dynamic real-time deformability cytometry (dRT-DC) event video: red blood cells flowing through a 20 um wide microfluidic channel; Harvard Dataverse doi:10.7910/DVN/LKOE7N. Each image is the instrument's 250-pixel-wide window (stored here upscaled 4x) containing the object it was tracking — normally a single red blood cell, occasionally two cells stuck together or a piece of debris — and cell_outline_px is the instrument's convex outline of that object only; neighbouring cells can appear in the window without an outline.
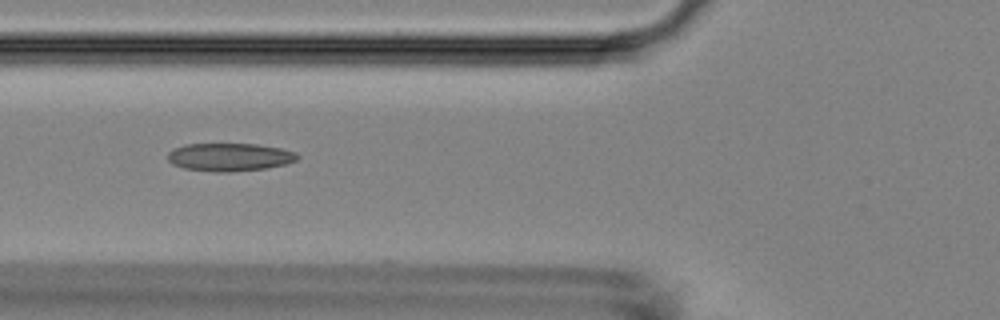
{"species": "Egyptian fruit bat (a non-hibernating species)", "species_latin": "Rousettus aegyptiacus", "temperature_condition": "room temperature", "stored_images_in_passage": 37, "camera_frame_rate_fps": 3000, "um_per_image_px": 0.085, "animal": {"sex": "female"}, "frame": {"image": 1, "passage_image": 4, "time_ms": 1.0, "image_size_px": [1000, 320], "cell_outline_px": [[300, 156], [296, 160], [284, 164], [264, 168], [232, 172], [212, 172], [184, 168], [172, 164], [168, 160], [168, 152], [172, 148], [184, 144], [260, 144], [280, 148], [296, 152]], "centroid_in_image_um": [19.48, 13.34], "position_along_channel_um": 106.3, "area_um2": 21.27}}
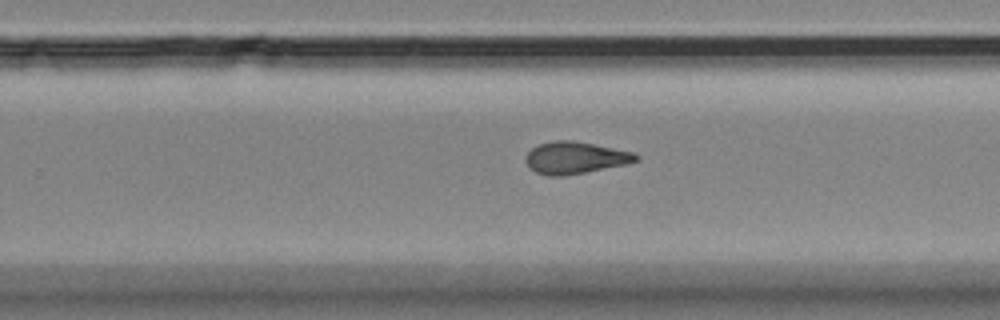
{"frame": {"image": 2, "passage_image": 18, "time_ms": 5.667, "image_size_px": [1000, 320], "cell_outline_px": [[640, 160], [628, 164], [564, 176], [548, 176], [536, 172], [528, 168], [524, 160], [524, 156], [532, 148], [540, 144], [552, 140], [572, 140], [636, 152], [640, 156]], "centroid_in_image_um": [48.9, 13.41], "position_along_channel_um": 280.9, "area_um2": 20.92}}
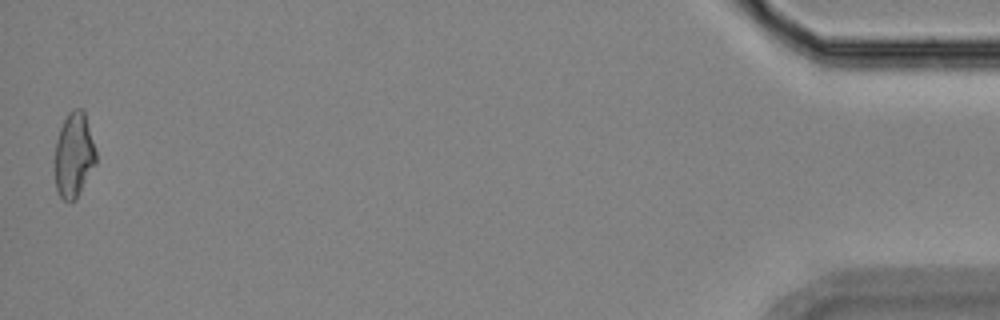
{"frame": {"image": 3, "passage_image": 37, "time_ms": 12.0, "image_size_px": [1000, 320], "cell_outline_px": [[96, 164], [76, 200], [64, 200], [60, 196], [56, 188], [56, 140], [60, 128], [68, 112], [76, 108], [84, 108], [96, 152]], "centroid_in_image_um": [6.3, 13.16], "position_along_channel_um": 428.9, "area_um2": 20.23}, "authors_computed_cell_mechanics": {"area_um2": 20.3456, "velocity_mm_per_s": 3.7356, "shape_relaxation_time_tau1_ms": null, "shape_relaxation_time_tau2_ms": 2.8023, "deformation_change_tau1": null, "deformation_change_tau2": 0.1074}}